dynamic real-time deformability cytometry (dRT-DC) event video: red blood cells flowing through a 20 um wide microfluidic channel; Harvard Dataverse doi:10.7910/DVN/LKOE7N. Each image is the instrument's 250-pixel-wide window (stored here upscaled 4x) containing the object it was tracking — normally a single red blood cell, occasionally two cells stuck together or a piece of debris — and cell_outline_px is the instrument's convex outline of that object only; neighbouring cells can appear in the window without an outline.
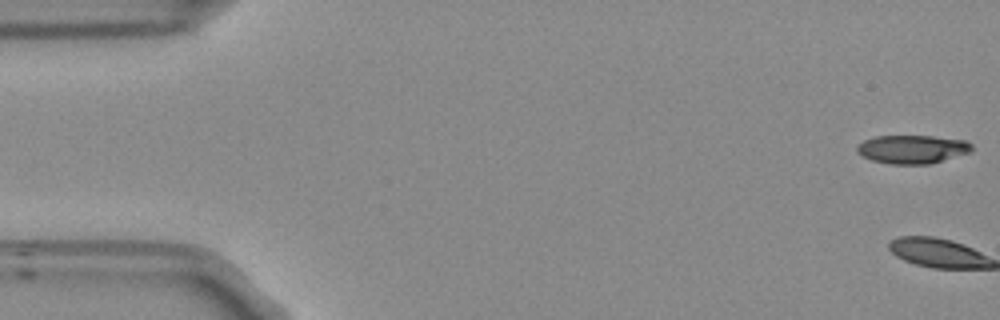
{"species": "Egyptian fruit bat (a non-hibernating species)", "species_latin": "Rousettus aegyptiacus", "temperature_condition": "room temperature", "stored_images_in_passage": 2, "camera_frame_rate_fps": 3000, "um_per_image_px": 0.085, "frame": {"image": 1, "passage_image": 1, "time_ms": 0.0, "image_size_px": [1000, 320], "cell_outline_px": [[972, 152], [928, 164], [888, 164], [872, 160], [856, 152], [856, 144], [864, 140], [876, 136], [932, 136], [968, 140], [972, 144]], "centroid_in_image_um": [77.55, 12.68], "position_along_channel_um": 7.4, "area_um2": 19.19}}